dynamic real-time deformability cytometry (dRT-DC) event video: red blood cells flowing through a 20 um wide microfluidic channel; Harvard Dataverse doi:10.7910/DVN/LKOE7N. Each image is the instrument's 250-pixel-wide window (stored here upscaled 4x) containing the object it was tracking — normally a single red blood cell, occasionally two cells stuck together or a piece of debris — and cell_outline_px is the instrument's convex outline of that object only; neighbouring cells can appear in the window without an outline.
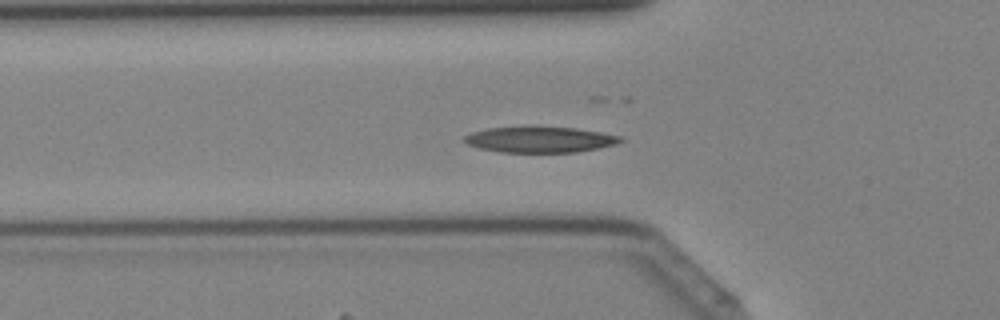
{"species": "Egyptian fruit bat (a non-hibernating species)", "species_latin": "Rousettus aegyptiacus", "temperature_condition": "cold", "stored_images_in_passage": 43, "camera_frame_rate_fps": 3000, "um_per_image_px": 0.085, "animal": {"sex": "female"}, "frame": {"image": 1, "passage_image": 15, "time_ms": 4.667, "image_size_px": [1000, 320], "cell_outline_px": [[624, 140], [616, 144], [576, 152], [500, 152], [480, 148], [468, 144], [464, 140], [464, 136], [472, 132], [488, 128], [528, 124], [536, 124], [576, 128], [600, 132], [620, 136]], "centroid_in_image_um": [45.86, 11.82], "position_along_channel_um": 79.9, "area_um2": 24.22}}
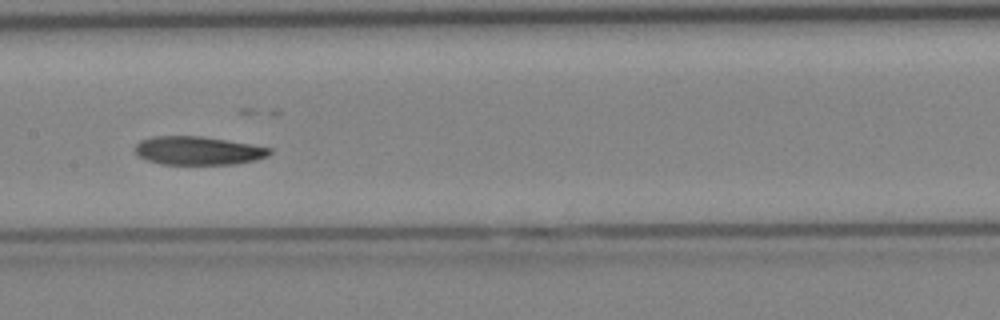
{"frame": {"image": 2, "passage_image": 22, "time_ms": 7.0, "image_size_px": [1000, 320], "cell_outline_px": [[272, 152], [268, 156], [256, 160], [236, 164], [160, 164], [148, 160], [140, 156], [136, 152], [136, 144], [140, 140], [152, 136], [200, 136], [228, 140], [252, 144], [272, 148]], "centroid_in_image_um": [16.88, 12.8], "position_along_channel_um": 190.5, "area_um2": 22.37}}
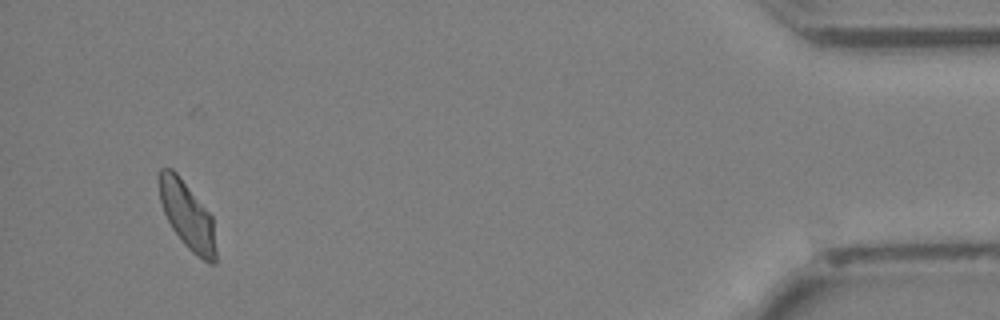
{"frame": {"image": 3, "passage_image": 41, "time_ms": 13.333, "image_size_px": [1000, 320], "cell_outline_px": [[216, 264], [208, 264], [196, 256], [184, 244], [172, 228], [164, 212], [160, 200], [156, 176], [160, 168], [172, 168], [176, 172], [212, 216], [216, 248]], "centroid_in_image_um": [15.9, 18.31], "position_along_channel_um": 419.3, "area_um2": 22.43}}